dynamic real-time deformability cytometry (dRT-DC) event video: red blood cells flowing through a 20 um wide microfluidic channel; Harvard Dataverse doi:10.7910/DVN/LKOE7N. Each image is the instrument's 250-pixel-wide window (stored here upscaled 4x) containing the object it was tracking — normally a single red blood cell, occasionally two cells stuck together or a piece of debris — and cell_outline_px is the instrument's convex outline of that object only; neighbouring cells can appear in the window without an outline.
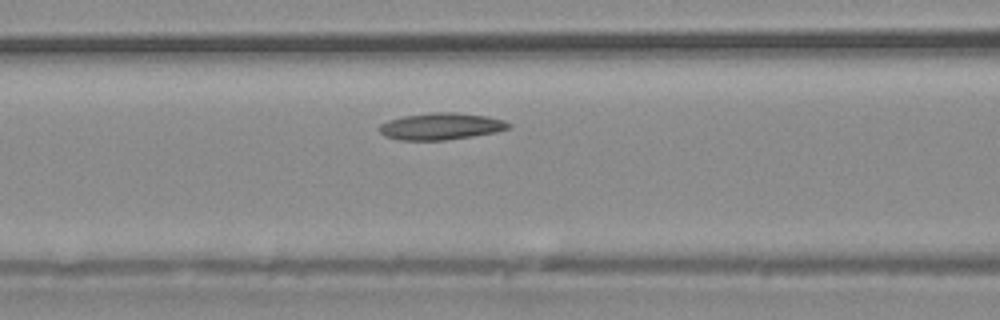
{"species": "common noctule bat (a hibernating species)", "species_latin": "Nyctalus noctula", "temperature_condition": "warm", "stored_images_in_passage": 31, "camera_frame_rate_fps": 3000, "um_per_image_px": 0.085, "animal": {"sex": "male", "body_mass_g": 20.4}, "frame": {"image": 1, "passage_image": 10, "time_ms": 3.0, "image_size_px": [1000, 320], "cell_outline_px": [[512, 128], [496, 132], [472, 136], [444, 140], [400, 140], [384, 136], [380, 132], [380, 124], [388, 120], [404, 116], [432, 112], [456, 112], [488, 116], [504, 120], [512, 124]], "centroid_in_image_um": [37.52, 10.73], "position_along_channel_um": 129.1, "area_um2": 20.29}}